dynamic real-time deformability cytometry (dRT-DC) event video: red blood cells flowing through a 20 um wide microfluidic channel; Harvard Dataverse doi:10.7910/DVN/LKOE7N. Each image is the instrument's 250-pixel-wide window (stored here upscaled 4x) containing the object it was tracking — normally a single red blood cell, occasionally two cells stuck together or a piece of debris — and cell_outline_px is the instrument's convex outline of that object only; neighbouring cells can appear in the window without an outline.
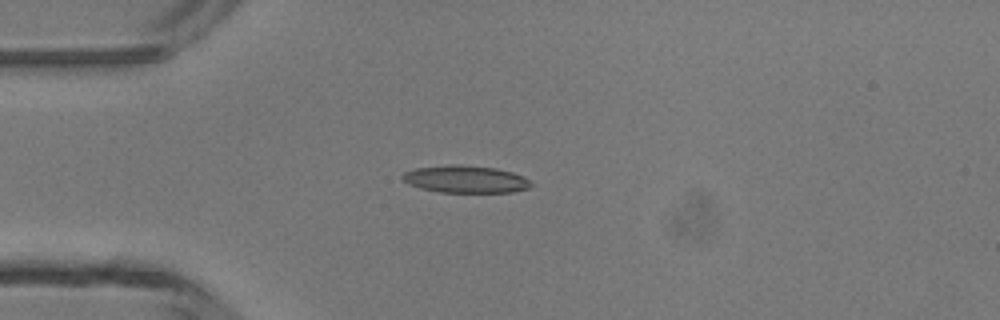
{"species": "common noctule bat (a hibernating species)", "species_latin": "Nyctalus noctula", "temperature_condition": "room temperature", "stored_images_in_passage": 5, "camera_frame_rate_fps": 3000, "um_per_image_px": 0.085, "animal": {"sex": "male", "body_mass_g": 13.3}, "frame": {"image": 1, "passage_image": 4, "time_ms": 3.667, "image_size_px": [1000, 320], "cell_outline_px": [[532, 184], [528, 188], [512, 192], [440, 192], [420, 188], [408, 184], [400, 176], [404, 172], [416, 168], [452, 164], [460, 164], [496, 168], [512, 172], [524, 176]], "centroid_in_image_um": [39.55, 15.22], "position_along_channel_um": 45.4, "area_um2": 20.46}}